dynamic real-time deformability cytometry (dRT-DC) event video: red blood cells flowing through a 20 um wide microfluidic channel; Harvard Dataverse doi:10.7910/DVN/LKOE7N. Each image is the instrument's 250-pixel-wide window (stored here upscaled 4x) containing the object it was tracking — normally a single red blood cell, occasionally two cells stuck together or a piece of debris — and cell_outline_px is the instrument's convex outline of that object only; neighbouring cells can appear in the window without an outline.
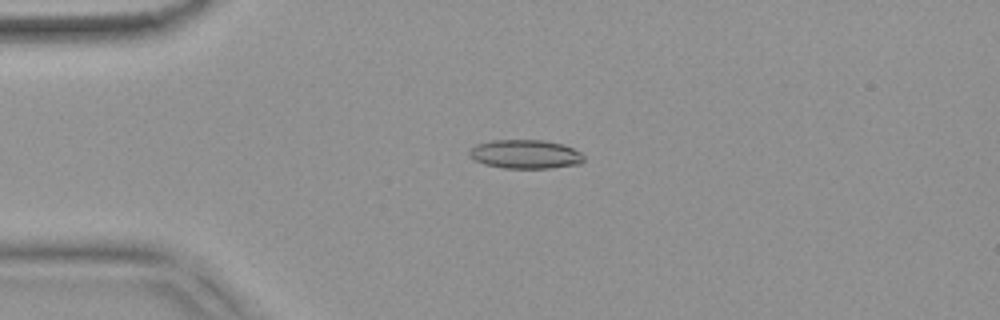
{"species": "common noctule bat (a hibernating species)", "species_latin": "Nyctalus noctula", "temperature_condition": "warm", "stored_images_in_passage": 51, "camera_frame_rate_fps": 3000, "um_per_image_px": 0.085, "animal": {"sex": "female", "body_mass_g": 18.4}, "frame": {"image": 1, "passage_image": 11, "time_ms": 3.333, "image_size_px": [1000, 320], "cell_outline_px": [[584, 160], [580, 164], [548, 168], [504, 168], [484, 164], [468, 156], [468, 152], [476, 144], [492, 140], [544, 140], [564, 144], [580, 152], [584, 156]], "centroid_in_image_um": [44.66, 13.1], "position_along_channel_um": 40.3, "area_um2": 19.31}}
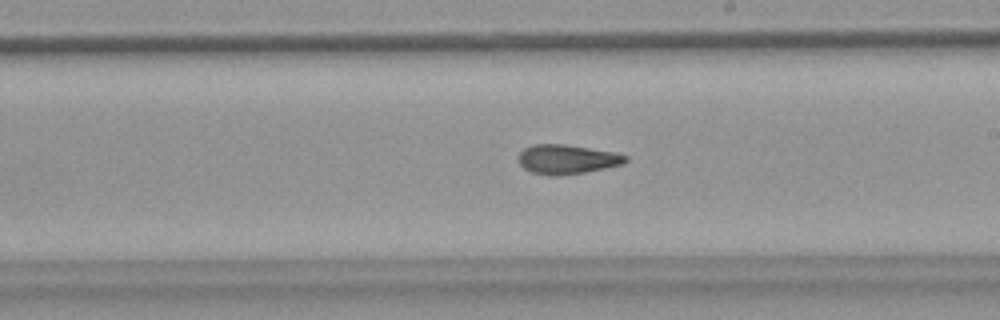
{"frame": {"image": 2, "passage_image": 29, "time_ms": 9.333, "image_size_px": [1000, 320], "cell_outline_px": [[628, 160], [624, 164], [584, 172], [560, 176], [548, 176], [532, 172], [524, 168], [520, 164], [516, 156], [524, 148], [532, 144], [564, 144], [616, 152], [628, 156]], "centroid_in_image_um": [48.18, 13.54], "position_along_channel_um": 240.8, "area_um2": 18.55}}
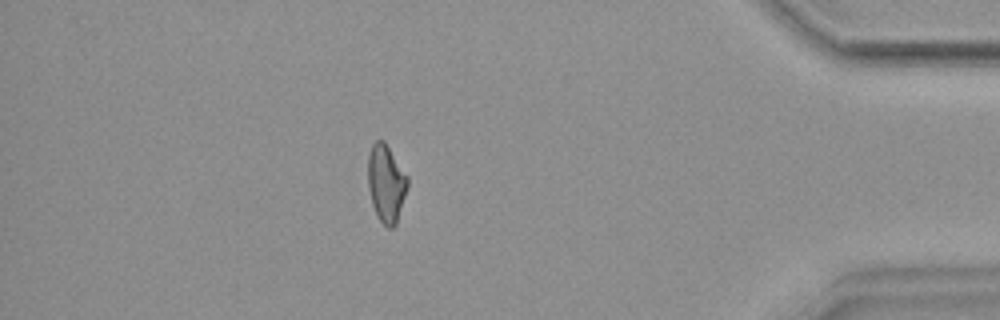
{"frame": {"image": 3, "passage_image": 45, "time_ms": 14.667, "image_size_px": [1000, 320], "cell_outline_px": [[408, 188], [396, 224], [392, 228], [388, 228], [376, 216], [372, 204], [368, 188], [368, 156], [372, 144], [376, 140], [384, 140], [408, 176]], "centroid_in_image_um": [32.82, 15.58], "position_along_channel_um": 402.4, "area_um2": 18.03}, "authors_computed_cell_mechanics": {"area_um2": 18.4382, "velocity_mm_per_s": 3.8097, "shape_relaxation_time_tau1_ms": null, "shape_relaxation_time_tau2_ms": 3.4704, "deformation_change_tau1": null, "deformation_change_tau2": 0.1154}}